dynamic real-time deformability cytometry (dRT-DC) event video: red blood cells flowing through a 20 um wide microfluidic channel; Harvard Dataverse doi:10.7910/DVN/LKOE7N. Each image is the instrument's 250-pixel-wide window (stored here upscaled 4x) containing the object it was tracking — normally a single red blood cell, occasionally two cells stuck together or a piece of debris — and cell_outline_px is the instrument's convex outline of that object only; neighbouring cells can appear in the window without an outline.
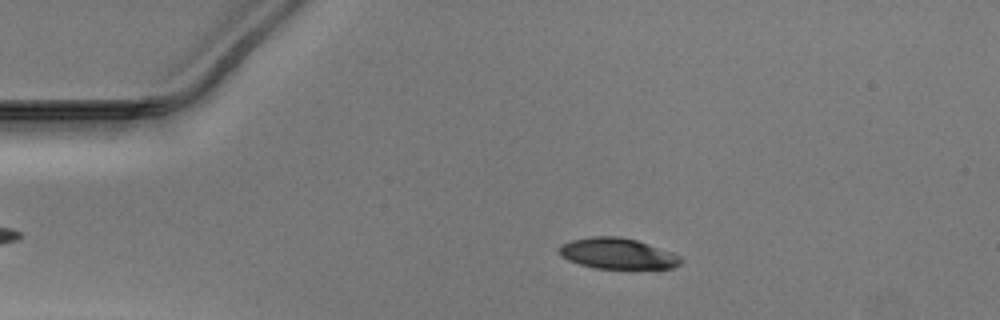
{"species": "Egyptian fruit bat (a non-hibernating species)", "species_latin": "Rousettus aegyptiacus", "temperature_condition": "warm", "stored_images_in_passage": 41, "camera_frame_rate_fps": 3000, "um_per_image_px": 0.085, "animal": {"sex": "male"}, "frame": {"image": 1, "passage_image": 9, "time_ms": 2.667, "image_size_px": [1000, 320], "cell_outline_px": [[684, 260], [680, 264], [672, 268], [596, 268], [580, 264], [568, 260], [560, 256], [560, 248], [564, 244], [572, 240], [592, 236], [616, 236], [636, 240], [648, 244], [680, 256]], "centroid_in_image_um": [52.49, 21.55], "position_along_channel_um": 32.5, "area_um2": 21.44}}
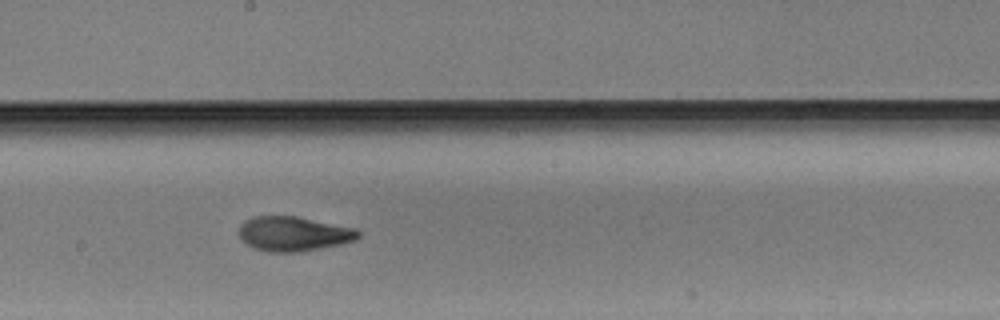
{"frame": {"image": 2, "passage_image": 27, "time_ms": 8.667, "image_size_px": [1000, 320], "cell_outline_px": [[360, 236], [356, 240], [340, 244], [304, 252], [268, 252], [256, 248], [248, 244], [240, 236], [240, 224], [244, 220], [252, 216], [296, 216], [356, 228], [360, 232]], "centroid_in_image_um": [24.98, 19.87], "position_along_channel_um": 223.2, "area_um2": 24.1}}
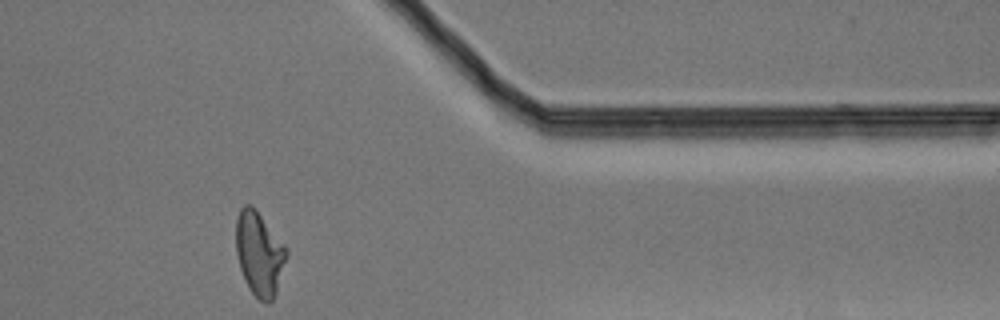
{"frame": {"image": 3, "passage_image": 41, "time_ms": 13.333, "image_size_px": [1000, 320], "cell_outline_px": [[288, 256], [276, 292], [272, 300], [268, 304], [264, 304], [248, 288], [244, 280], [240, 268], [236, 252], [236, 216], [240, 208], [244, 204], [248, 204], [256, 208], [284, 244], [288, 252]], "centroid_in_image_um": [22.04, 21.55], "position_along_channel_um": 389.4, "area_um2": 24.91}}